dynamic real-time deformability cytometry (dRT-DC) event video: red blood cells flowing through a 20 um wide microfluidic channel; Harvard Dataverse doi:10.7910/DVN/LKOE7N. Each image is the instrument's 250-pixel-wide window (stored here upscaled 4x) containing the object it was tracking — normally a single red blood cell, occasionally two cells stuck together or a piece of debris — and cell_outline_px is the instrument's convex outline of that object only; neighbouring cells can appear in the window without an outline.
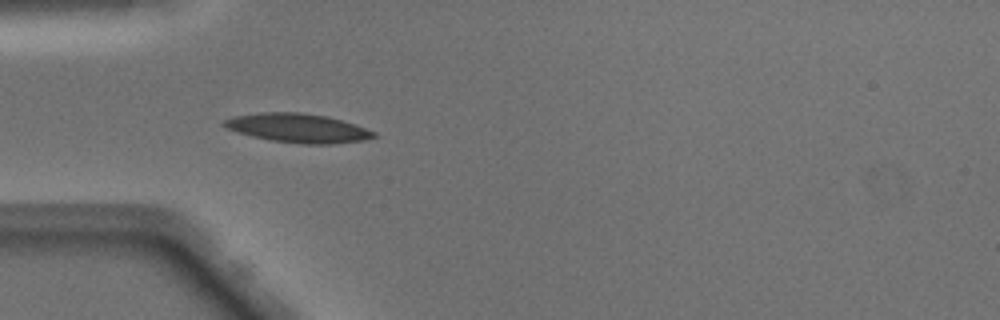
{"species": "Egyptian fruit bat (a non-hibernating species)", "species_latin": "Rousettus aegyptiacus", "temperature_condition": "warm", "stored_images_in_passage": 35, "camera_frame_rate_fps": 3000, "um_per_image_px": 0.085, "animal": {"sex": "male"}, "frame": {"image": 1, "passage_image": 1, "time_ms": 0.0, "image_size_px": [1000, 320], "cell_outline_px": [[376, 136], [364, 140], [332, 144], [304, 144], [272, 140], [252, 136], [228, 128], [220, 124], [224, 120], [232, 116], [260, 112], [300, 112], [328, 116], [356, 124], [376, 132]], "centroid_in_image_um": [25.34, 10.87], "position_along_channel_um": 59.7, "area_um2": 25.26}}
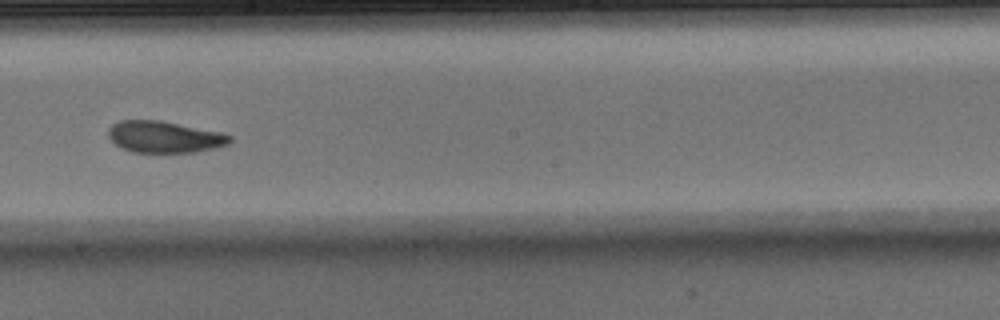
{"frame": {"image": 2, "passage_image": 14, "time_ms": 4.333, "image_size_px": [1000, 320], "cell_outline_px": [[232, 140], [228, 144], [216, 148], [196, 152], [132, 152], [120, 148], [108, 136], [108, 128], [112, 124], [120, 120], [160, 120], [224, 132], [232, 136]], "centroid_in_image_um": [14.0, 11.63], "position_along_channel_um": 234.2, "area_um2": 22.66}}
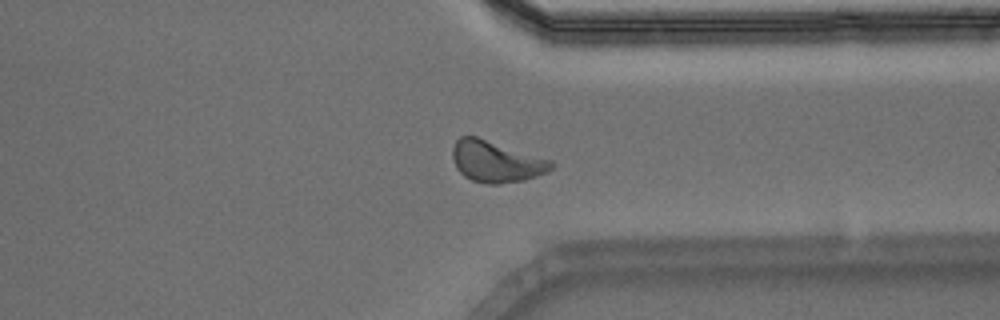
{"frame": {"image": 3, "passage_image": 24, "time_ms": 7.667, "image_size_px": [1000, 320], "cell_outline_px": [[556, 164], [548, 172], [524, 180], [496, 184], [488, 184], [472, 180], [464, 176], [456, 168], [452, 156], [452, 148], [456, 140], [460, 136], [476, 136], [552, 160]], "centroid_in_image_um": [42.17, 13.73], "position_along_channel_um": 369.2, "area_um2": 23.81}, "authors_computed_cell_mechanics": {"area_um2": 23.1778, "velocity_mm_per_s": 4.0821, "shape_relaxation_time_tau1_ms": 2.374, "shape_relaxation_time_tau2_ms": 1.9409, "deformation_change_tau1": 0.1432, "deformation_change_tau2": 0.09}}